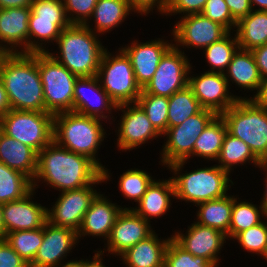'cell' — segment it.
<instances>
[{
    "mask_svg": "<svg viewBox=\"0 0 267 267\" xmlns=\"http://www.w3.org/2000/svg\"><path fill=\"white\" fill-rule=\"evenodd\" d=\"M102 169L87 156L59 146L54 140L38 153L37 172L32 181L37 190L44 186L59 193L94 183Z\"/></svg>",
    "mask_w": 267,
    "mask_h": 267,
    "instance_id": "cell-1",
    "label": "cell"
},
{
    "mask_svg": "<svg viewBox=\"0 0 267 267\" xmlns=\"http://www.w3.org/2000/svg\"><path fill=\"white\" fill-rule=\"evenodd\" d=\"M105 124L106 122L101 119L73 111L58 113L54 115L53 140L59 146L94 161L102 169L104 184L108 182L110 184V181L114 180L113 172L111 173L99 158L101 146L107 142L104 140H107L106 138L111 134L108 130L110 127Z\"/></svg>",
    "mask_w": 267,
    "mask_h": 267,
    "instance_id": "cell-2",
    "label": "cell"
},
{
    "mask_svg": "<svg viewBox=\"0 0 267 267\" xmlns=\"http://www.w3.org/2000/svg\"><path fill=\"white\" fill-rule=\"evenodd\" d=\"M0 77L11 109L45 112L38 53H4L0 58Z\"/></svg>",
    "mask_w": 267,
    "mask_h": 267,
    "instance_id": "cell-3",
    "label": "cell"
},
{
    "mask_svg": "<svg viewBox=\"0 0 267 267\" xmlns=\"http://www.w3.org/2000/svg\"><path fill=\"white\" fill-rule=\"evenodd\" d=\"M188 163L179 161L166 167L173 181L176 202L190 203L193 208L199 203L224 197L236 184L232 175L217 164L199 165L201 167L196 169L192 166L193 169L189 171L185 169Z\"/></svg>",
    "mask_w": 267,
    "mask_h": 267,
    "instance_id": "cell-4",
    "label": "cell"
},
{
    "mask_svg": "<svg viewBox=\"0 0 267 267\" xmlns=\"http://www.w3.org/2000/svg\"><path fill=\"white\" fill-rule=\"evenodd\" d=\"M101 37L85 25L71 24L61 31L54 45L57 48L53 46L47 53L78 77L96 76L102 54L108 47Z\"/></svg>",
    "mask_w": 267,
    "mask_h": 267,
    "instance_id": "cell-5",
    "label": "cell"
},
{
    "mask_svg": "<svg viewBox=\"0 0 267 267\" xmlns=\"http://www.w3.org/2000/svg\"><path fill=\"white\" fill-rule=\"evenodd\" d=\"M221 116L228 132L247 144L261 162H267V109L251 99H239Z\"/></svg>",
    "mask_w": 267,
    "mask_h": 267,
    "instance_id": "cell-6",
    "label": "cell"
},
{
    "mask_svg": "<svg viewBox=\"0 0 267 267\" xmlns=\"http://www.w3.org/2000/svg\"><path fill=\"white\" fill-rule=\"evenodd\" d=\"M115 48L112 52L108 47L104 50L96 76L117 105L136 103L142 88L136 81L129 57L120 47Z\"/></svg>",
    "mask_w": 267,
    "mask_h": 267,
    "instance_id": "cell-7",
    "label": "cell"
},
{
    "mask_svg": "<svg viewBox=\"0 0 267 267\" xmlns=\"http://www.w3.org/2000/svg\"><path fill=\"white\" fill-rule=\"evenodd\" d=\"M28 53H47L61 31L71 25L63 0H33L30 6ZM50 45V46H49Z\"/></svg>",
    "mask_w": 267,
    "mask_h": 267,
    "instance_id": "cell-8",
    "label": "cell"
},
{
    "mask_svg": "<svg viewBox=\"0 0 267 267\" xmlns=\"http://www.w3.org/2000/svg\"><path fill=\"white\" fill-rule=\"evenodd\" d=\"M216 116L214 111L203 108L180 125L167 128L161 137L164 138V142L158 153L160 155L158 165L165 169L175 162H193L191 160H193L195 142Z\"/></svg>",
    "mask_w": 267,
    "mask_h": 267,
    "instance_id": "cell-9",
    "label": "cell"
},
{
    "mask_svg": "<svg viewBox=\"0 0 267 267\" xmlns=\"http://www.w3.org/2000/svg\"><path fill=\"white\" fill-rule=\"evenodd\" d=\"M0 130L39 153L53 141L54 115L10 109L0 117Z\"/></svg>",
    "mask_w": 267,
    "mask_h": 267,
    "instance_id": "cell-10",
    "label": "cell"
},
{
    "mask_svg": "<svg viewBox=\"0 0 267 267\" xmlns=\"http://www.w3.org/2000/svg\"><path fill=\"white\" fill-rule=\"evenodd\" d=\"M38 69L43 85L45 112L55 115L73 111L74 84L78 76L48 53H38Z\"/></svg>",
    "mask_w": 267,
    "mask_h": 267,
    "instance_id": "cell-11",
    "label": "cell"
},
{
    "mask_svg": "<svg viewBox=\"0 0 267 267\" xmlns=\"http://www.w3.org/2000/svg\"><path fill=\"white\" fill-rule=\"evenodd\" d=\"M117 113L119 118L117 120L118 116H116L111 125H114L115 145L118 152H133V150L144 148L145 144L149 145L152 142L154 146L153 140L156 139L160 143L159 139L162 135L153 127L146 113L137 103L118 105ZM119 113H122L121 116Z\"/></svg>",
    "mask_w": 267,
    "mask_h": 267,
    "instance_id": "cell-12",
    "label": "cell"
},
{
    "mask_svg": "<svg viewBox=\"0 0 267 267\" xmlns=\"http://www.w3.org/2000/svg\"><path fill=\"white\" fill-rule=\"evenodd\" d=\"M102 183L104 185L101 175L91 185L59 193L55 196V201L47 206V221L54 226L70 228L77 232L91 201L100 192L97 186Z\"/></svg>",
    "mask_w": 267,
    "mask_h": 267,
    "instance_id": "cell-13",
    "label": "cell"
},
{
    "mask_svg": "<svg viewBox=\"0 0 267 267\" xmlns=\"http://www.w3.org/2000/svg\"><path fill=\"white\" fill-rule=\"evenodd\" d=\"M170 31L173 45L186 54L187 50L189 53L191 49L201 51L212 43L220 41L229 33L224 26L212 21L202 13L176 18Z\"/></svg>",
    "mask_w": 267,
    "mask_h": 267,
    "instance_id": "cell-14",
    "label": "cell"
},
{
    "mask_svg": "<svg viewBox=\"0 0 267 267\" xmlns=\"http://www.w3.org/2000/svg\"><path fill=\"white\" fill-rule=\"evenodd\" d=\"M174 45L164 54L152 79L145 85L146 93L171 97L188 86V75L193 62Z\"/></svg>",
    "mask_w": 267,
    "mask_h": 267,
    "instance_id": "cell-15",
    "label": "cell"
},
{
    "mask_svg": "<svg viewBox=\"0 0 267 267\" xmlns=\"http://www.w3.org/2000/svg\"><path fill=\"white\" fill-rule=\"evenodd\" d=\"M193 67L195 66H191L189 71L188 87L204 109L212 110L217 115H221L239 99H242V96L238 95L237 92L232 93L224 73L208 71L195 73L193 71L197 69Z\"/></svg>",
    "mask_w": 267,
    "mask_h": 267,
    "instance_id": "cell-16",
    "label": "cell"
},
{
    "mask_svg": "<svg viewBox=\"0 0 267 267\" xmlns=\"http://www.w3.org/2000/svg\"><path fill=\"white\" fill-rule=\"evenodd\" d=\"M154 231L155 228L149 221L132 209H123L116 218L104 248H96L95 251L103 256H109L110 259L111 256L118 259L127 249L146 239Z\"/></svg>",
    "mask_w": 267,
    "mask_h": 267,
    "instance_id": "cell-17",
    "label": "cell"
},
{
    "mask_svg": "<svg viewBox=\"0 0 267 267\" xmlns=\"http://www.w3.org/2000/svg\"><path fill=\"white\" fill-rule=\"evenodd\" d=\"M169 33L166 37L161 35L145 42L133 37L128 44L119 45L129 57L136 81L142 89L152 79L164 54L173 46L172 33ZM169 36L171 39L167 38Z\"/></svg>",
    "mask_w": 267,
    "mask_h": 267,
    "instance_id": "cell-18",
    "label": "cell"
},
{
    "mask_svg": "<svg viewBox=\"0 0 267 267\" xmlns=\"http://www.w3.org/2000/svg\"><path fill=\"white\" fill-rule=\"evenodd\" d=\"M192 222L186 229L172 230V239L193 256L203 257L217 267L221 266V253L229 242L226 235L212 227Z\"/></svg>",
    "mask_w": 267,
    "mask_h": 267,
    "instance_id": "cell-19",
    "label": "cell"
},
{
    "mask_svg": "<svg viewBox=\"0 0 267 267\" xmlns=\"http://www.w3.org/2000/svg\"><path fill=\"white\" fill-rule=\"evenodd\" d=\"M117 104L102 88L97 76L77 77L74 84L73 112L105 121L115 119Z\"/></svg>",
    "mask_w": 267,
    "mask_h": 267,
    "instance_id": "cell-20",
    "label": "cell"
},
{
    "mask_svg": "<svg viewBox=\"0 0 267 267\" xmlns=\"http://www.w3.org/2000/svg\"><path fill=\"white\" fill-rule=\"evenodd\" d=\"M105 193L100 191L91 201L89 209L84 214L82 224L77 231L79 243L81 240H88L86 238L92 236L91 239L97 238L98 240L99 238V241L103 239L102 243L105 244L119 213L123 209H129V204L126 207L122 203L113 202V199L109 198L110 193L108 196Z\"/></svg>",
    "mask_w": 267,
    "mask_h": 267,
    "instance_id": "cell-21",
    "label": "cell"
},
{
    "mask_svg": "<svg viewBox=\"0 0 267 267\" xmlns=\"http://www.w3.org/2000/svg\"><path fill=\"white\" fill-rule=\"evenodd\" d=\"M78 245L75 230L57 227L47 221L43 226L42 244L29 267H58L71 260L69 256Z\"/></svg>",
    "mask_w": 267,
    "mask_h": 267,
    "instance_id": "cell-22",
    "label": "cell"
},
{
    "mask_svg": "<svg viewBox=\"0 0 267 267\" xmlns=\"http://www.w3.org/2000/svg\"><path fill=\"white\" fill-rule=\"evenodd\" d=\"M36 193L33 188L23 198L3 203L5 235L12 231L39 229L47 222V204L38 203Z\"/></svg>",
    "mask_w": 267,
    "mask_h": 267,
    "instance_id": "cell-23",
    "label": "cell"
},
{
    "mask_svg": "<svg viewBox=\"0 0 267 267\" xmlns=\"http://www.w3.org/2000/svg\"><path fill=\"white\" fill-rule=\"evenodd\" d=\"M30 7L0 9V50L28 53Z\"/></svg>",
    "mask_w": 267,
    "mask_h": 267,
    "instance_id": "cell-24",
    "label": "cell"
},
{
    "mask_svg": "<svg viewBox=\"0 0 267 267\" xmlns=\"http://www.w3.org/2000/svg\"><path fill=\"white\" fill-rule=\"evenodd\" d=\"M224 76L233 94L236 92L235 90L238 91L240 89L244 95L242 99L246 100L251 99L257 93L263 79L252 51L240 48L233 55L232 61L224 72ZM233 86L236 88L235 90H233ZM248 92L250 94L247 95Z\"/></svg>",
    "mask_w": 267,
    "mask_h": 267,
    "instance_id": "cell-25",
    "label": "cell"
},
{
    "mask_svg": "<svg viewBox=\"0 0 267 267\" xmlns=\"http://www.w3.org/2000/svg\"><path fill=\"white\" fill-rule=\"evenodd\" d=\"M156 177L148 186L146 193L136 206L131 207L136 214L152 223L154 219H159L168 215L172 210V202L175 201L174 185L171 177L157 179Z\"/></svg>",
    "mask_w": 267,
    "mask_h": 267,
    "instance_id": "cell-26",
    "label": "cell"
},
{
    "mask_svg": "<svg viewBox=\"0 0 267 267\" xmlns=\"http://www.w3.org/2000/svg\"><path fill=\"white\" fill-rule=\"evenodd\" d=\"M139 16L128 0H97L89 20L84 24L95 34L104 37L128 21L129 16ZM128 18V19H127ZM94 25V26H93Z\"/></svg>",
    "mask_w": 267,
    "mask_h": 267,
    "instance_id": "cell-27",
    "label": "cell"
},
{
    "mask_svg": "<svg viewBox=\"0 0 267 267\" xmlns=\"http://www.w3.org/2000/svg\"><path fill=\"white\" fill-rule=\"evenodd\" d=\"M172 234L159 237L156 230L146 239L127 249L117 259L124 267H164L165 252Z\"/></svg>",
    "mask_w": 267,
    "mask_h": 267,
    "instance_id": "cell-28",
    "label": "cell"
},
{
    "mask_svg": "<svg viewBox=\"0 0 267 267\" xmlns=\"http://www.w3.org/2000/svg\"><path fill=\"white\" fill-rule=\"evenodd\" d=\"M38 153L0 130V162L34 180Z\"/></svg>",
    "mask_w": 267,
    "mask_h": 267,
    "instance_id": "cell-29",
    "label": "cell"
},
{
    "mask_svg": "<svg viewBox=\"0 0 267 267\" xmlns=\"http://www.w3.org/2000/svg\"><path fill=\"white\" fill-rule=\"evenodd\" d=\"M232 207L233 195L231 193L221 198L199 203L195 206L197 210L195 211L196 220L194 219V221L200 225L221 231L228 240Z\"/></svg>",
    "mask_w": 267,
    "mask_h": 267,
    "instance_id": "cell-30",
    "label": "cell"
},
{
    "mask_svg": "<svg viewBox=\"0 0 267 267\" xmlns=\"http://www.w3.org/2000/svg\"><path fill=\"white\" fill-rule=\"evenodd\" d=\"M227 132L228 128L225 120L221 115H217L196 140L193 150V160L197 159L198 162L201 161L199 164H203V161H207L205 162L207 164H211V161L212 163L216 162Z\"/></svg>",
    "mask_w": 267,
    "mask_h": 267,
    "instance_id": "cell-31",
    "label": "cell"
},
{
    "mask_svg": "<svg viewBox=\"0 0 267 267\" xmlns=\"http://www.w3.org/2000/svg\"><path fill=\"white\" fill-rule=\"evenodd\" d=\"M215 163L233 176L234 169L238 166H241V171L243 168L248 167L246 164L256 169L262 162L253 154L247 144L227 132L220 155Z\"/></svg>",
    "mask_w": 267,
    "mask_h": 267,
    "instance_id": "cell-32",
    "label": "cell"
},
{
    "mask_svg": "<svg viewBox=\"0 0 267 267\" xmlns=\"http://www.w3.org/2000/svg\"><path fill=\"white\" fill-rule=\"evenodd\" d=\"M239 48L250 50L267 44V11L252 10L236 25Z\"/></svg>",
    "mask_w": 267,
    "mask_h": 267,
    "instance_id": "cell-33",
    "label": "cell"
},
{
    "mask_svg": "<svg viewBox=\"0 0 267 267\" xmlns=\"http://www.w3.org/2000/svg\"><path fill=\"white\" fill-rule=\"evenodd\" d=\"M232 194L233 207L228 232V241L230 243L240 232L258 225L266 218L260 204H254L255 201H252V199L250 201L248 199L246 200L242 196H239V194Z\"/></svg>",
    "mask_w": 267,
    "mask_h": 267,
    "instance_id": "cell-34",
    "label": "cell"
},
{
    "mask_svg": "<svg viewBox=\"0 0 267 267\" xmlns=\"http://www.w3.org/2000/svg\"><path fill=\"white\" fill-rule=\"evenodd\" d=\"M239 49V44L235 32H229L220 41L207 46L201 52L205 58L208 72L224 73L232 61L233 55Z\"/></svg>",
    "mask_w": 267,
    "mask_h": 267,
    "instance_id": "cell-35",
    "label": "cell"
},
{
    "mask_svg": "<svg viewBox=\"0 0 267 267\" xmlns=\"http://www.w3.org/2000/svg\"><path fill=\"white\" fill-rule=\"evenodd\" d=\"M155 179L151 172L146 169L129 168L122 171V174L117 179V190L126 201L137 204L142 196L146 193L148 186Z\"/></svg>",
    "mask_w": 267,
    "mask_h": 267,
    "instance_id": "cell-36",
    "label": "cell"
},
{
    "mask_svg": "<svg viewBox=\"0 0 267 267\" xmlns=\"http://www.w3.org/2000/svg\"><path fill=\"white\" fill-rule=\"evenodd\" d=\"M32 189V181L27 176L0 162V203L21 199Z\"/></svg>",
    "mask_w": 267,
    "mask_h": 267,
    "instance_id": "cell-37",
    "label": "cell"
},
{
    "mask_svg": "<svg viewBox=\"0 0 267 267\" xmlns=\"http://www.w3.org/2000/svg\"><path fill=\"white\" fill-rule=\"evenodd\" d=\"M168 101V128L180 125L203 109L188 86L168 97Z\"/></svg>",
    "mask_w": 267,
    "mask_h": 267,
    "instance_id": "cell-38",
    "label": "cell"
},
{
    "mask_svg": "<svg viewBox=\"0 0 267 267\" xmlns=\"http://www.w3.org/2000/svg\"><path fill=\"white\" fill-rule=\"evenodd\" d=\"M4 239L30 265L42 244L43 227L33 230L12 231L6 233Z\"/></svg>",
    "mask_w": 267,
    "mask_h": 267,
    "instance_id": "cell-39",
    "label": "cell"
},
{
    "mask_svg": "<svg viewBox=\"0 0 267 267\" xmlns=\"http://www.w3.org/2000/svg\"><path fill=\"white\" fill-rule=\"evenodd\" d=\"M136 103L146 113L153 127L162 135L168 128V97L149 94L142 89Z\"/></svg>",
    "mask_w": 267,
    "mask_h": 267,
    "instance_id": "cell-40",
    "label": "cell"
},
{
    "mask_svg": "<svg viewBox=\"0 0 267 267\" xmlns=\"http://www.w3.org/2000/svg\"><path fill=\"white\" fill-rule=\"evenodd\" d=\"M238 243L239 249L252 257L259 256L260 259L265 253L267 247V217L258 225L250 227L249 229L240 232L232 243Z\"/></svg>",
    "mask_w": 267,
    "mask_h": 267,
    "instance_id": "cell-41",
    "label": "cell"
},
{
    "mask_svg": "<svg viewBox=\"0 0 267 267\" xmlns=\"http://www.w3.org/2000/svg\"><path fill=\"white\" fill-rule=\"evenodd\" d=\"M164 267H217L214 263L185 251L173 239L165 252Z\"/></svg>",
    "mask_w": 267,
    "mask_h": 267,
    "instance_id": "cell-42",
    "label": "cell"
},
{
    "mask_svg": "<svg viewBox=\"0 0 267 267\" xmlns=\"http://www.w3.org/2000/svg\"><path fill=\"white\" fill-rule=\"evenodd\" d=\"M202 14L221 24L229 32H234L236 29L237 21L232 17L225 0H207Z\"/></svg>",
    "mask_w": 267,
    "mask_h": 267,
    "instance_id": "cell-43",
    "label": "cell"
},
{
    "mask_svg": "<svg viewBox=\"0 0 267 267\" xmlns=\"http://www.w3.org/2000/svg\"><path fill=\"white\" fill-rule=\"evenodd\" d=\"M71 24L84 25L92 15L97 0H63Z\"/></svg>",
    "mask_w": 267,
    "mask_h": 267,
    "instance_id": "cell-44",
    "label": "cell"
},
{
    "mask_svg": "<svg viewBox=\"0 0 267 267\" xmlns=\"http://www.w3.org/2000/svg\"><path fill=\"white\" fill-rule=\"evenodd\" d=\"M207 0H169L163 18H170L177 15V18L202 13Z\"/></svg>",
    "mask_w": 267,
    "mask_h": 267,
    "instance_id": "cell-45",
    "label": "cell"
},
{
    "mask_svg": "<svg viewBox=\"0 0 267 267\" xmlns=\"http://www.w3.org/2000/svg\"><path fill=\"white\" fill-rule=\"evenodd\" d=\"M169 0H128L130 6L138 13L139 16L148 17L155 12L162 16L165 12ZM154 11V12H153Z\"/></svg>",
    "mask_w": 267,
    "mask_h": 267,
    "instance_id": "cell-46",
    "label": "cell"
},
{
    "mask_svg": "<svg viewBox=\"0 0 267 267\" xmlns=\"http://www.w3.org/2000/svg\"><path fill=\"white\" fill-rule=\"evenodd\" d=\"M0 267H29V264L19 256L5 239H0Z\"/></svg>",
    "mask_w": 267,
    "mask_h": 267,
    "instance_id": "cell-47",
    "label": "cell"
},
{
    "mask_svg": "<svg viewBox=\"0 0 267 267\" xmlns=\"http://www.w3.org/2000/svg\"><path fill=\"white\" fill-rule=\"evenodd\" d=\"M225 2L228 5L232 17L237 22L252 11L249 0H225Z\"/></svg>",
    "mask_w": 267,
    "mask_h": 267,
    "instance_id": "cell-48",
    "label": "cell"
},
{
    "mask_svg": "<svg viewBox=\"0 0 267 267\" xmlns=\"http://www.w3.org/2000/svg\"><path fill=\"white\" fill-rule=\"evenodd\" d=\"M262 78H267V44L252 50Z\"/></svg>",
    "mask_w": 267,
    "mask_h": 267,
    "instance_id": "cell-49",
    "label": "cell"
},
{
    "mask_svg": "<svg viewBox=\"0 0 267 267\" xmlns=\"http://www.w3.org/2000/svg\"><path fill=\"white\" fill-rule=\"evenodd\" d=\"M251 100L259 107L267 109V78H263L257 93Z\"/></svg>",
    "mask_w": 267,
    "mask_h": 267,
    "instance_id": "cell-50",
    "label": "cell"
},
{
    "mask_svg": "<svg viewBox=\"0 0 267 267\" xmlns=\"http://www.w3.org/2000/svg\"><path fill=\"white\" fill-rule=\"evenodd\" d=\"M258 171H261V175L263 173V175H265V177L262 179L260 178L261 180H263V188L262 191V197H260V205L262 206L263 208V211L267 217V162H262L261 165L258 167Z\"/></svg>",
    "mask_w": 267,
    "mask_h": 267,
    "instance_id": "cell-51",
    "label": "cell"
},
{
    "mask_svg": "<svg viewBox=\"0 0 267 267\" xmlns=\"http://www.w3.org/2000/svg\"><path fill=\"white\" fill-rule=\"evenodd\" d=\"M92 251V254L94 253L92 257H90V255L88 258L87 255L86 258L83 256V267H109L103 263L104 260H106L103 255L99 254L94 249Z\"/></svg>",
    "mask_w": 267,
    "mask_h": 267,
    "instance_id": "cell-52",
    "label": "cell"
},
{
    "mask_svg": "<svg viewBox=\"0 0 267 267\" xmlns=\"http://www.w3.org/2000/svg\"><path fill=\"white\" fill-rule=\"evenodd\" d=\"M10 109L11 107L8 95L6 93L3 81L0 77V117L5 115Z\"/></svg>",
    "mask_w": 267,
    "mask_h": 267,
    "instance_id": "cell-53",
    "label": "cell"
},
{
    "mask_svg": "<svg viewBox=\"0 0 267 267\" xmlns=\"http://www.w3.org/2000/svg\"><path fill=\"white\" fill-rule=\"evenodd\" d=\"M33 0H0V9L30 7Z\"/></svg>",
    "mask_w": 267,
    "mask_h": 267,
    "instance_id": "cell-54",
    "label": "cell"
},
{
    "mask_svg": "<svg viewBox=\"0 0 267 267\" xmlns=\"http://www.w3.org/2000/svg\"><path fill=\"white\" fill-rule=\"evenodd\" d=\"M252 10L267 11V0H249Z\"/></svg>",
    "mask_w": 267,
    "mask_h": 267,
    "instance_id": "cell-55",
    "label": "cell"
},
{
    "mask_svg": "<svg viewBox=\"0 0 267 267\" xmlns=\"http://www.w3.org/2000/svg\"><path fill=\"white\" fill-rule=\"evenodd\" d=\"M75 257L74 259L71 258V260L63 262L58 267H83V257Z\"/></svg>",
    "mask_w": 267,
    "mask_h": 267,
    "instance_id": "cell-56",
    "label": "cell"
},
{
    "mask_svg": "<svg viewBox=\"0 0 267 267\" xmlns=\"http://www.w3.org/2000/svg\"><path fill=\"white\" fill-rule=\"evenodd\" d=\"M3 204L0 203V239H4L5 237V227L3 222V211H2Z\"/></svg>",
    "mask_w": 267,
    "mask_h": 267,
    "instance_id": "cell-57",
    "label": "cell"
},
{
    "mask_svg": "<svg viewBox=\"0 0 267 267\" xmlns=\"http://www.w3.org/2000/svg\"><path fill=\"white\" fill-rule=\"evenodd\" d=\"M261 259L265 260V262L267 263V247H266L265 253L262 255Z\"/></svg>",
    "mask_w": 267,
    "mask_h": 267,
    "instance_id": "cell-58",
    "label": "cell"
},
{
    "mask_svg": "<svg viewBox=\"0 0 267 267\" xmlns=\"http://www.w3.org/2000/svg\"><path fill=\"white\" fill-rule=\"evenodd\" d=\"M4 53L0 50V58H1V56L3 55Z\"/></svg>",
    "mask_w": 267,
    "mask_h": 267,
    "instance_id": "cell-59",
    "label": "cell"
}]
</instances>
